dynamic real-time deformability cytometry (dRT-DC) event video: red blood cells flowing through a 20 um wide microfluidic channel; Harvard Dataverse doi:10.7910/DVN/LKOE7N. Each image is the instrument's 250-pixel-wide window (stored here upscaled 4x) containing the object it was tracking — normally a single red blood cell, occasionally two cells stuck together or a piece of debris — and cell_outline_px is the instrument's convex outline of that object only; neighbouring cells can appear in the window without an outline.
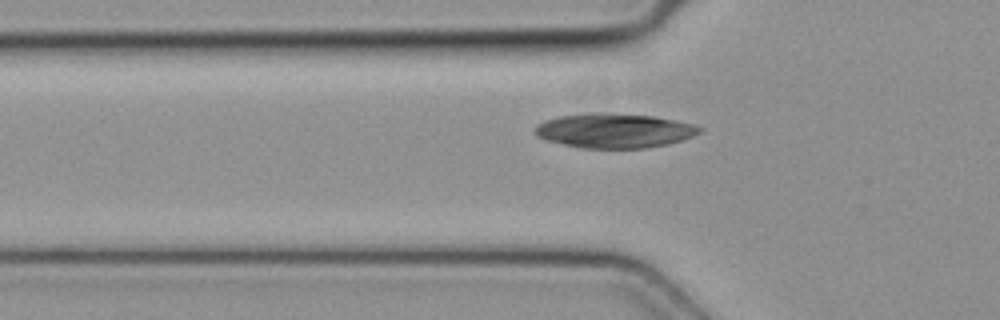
{"species": "common noctule bat (a hibernating species)", "species_latin": "Nyctalus noctula", "temperature_condition": "cold", "stored_images_in_passage": 4, "camera_frame_rate_fps": 3000, "um_per_image_px": 0.085, "animal": {"sex": "female", "body_mass_g": 19.3, "forearm_length_mm": 54.1}, "frame": {"image": 1, "passage_image": 4, "time_ms": 1.0, "image_size_px": [1000, 320], "cell_outline_px": [[704, 128], [700, 132], [692, 136], [668, 144], [648, 148], [580, 148], [544, 140], [536, 136], [536, 128], [544, 120], [560, 116], [592, 112], [600, 112], [652, 116], [692, 124]], "centroid_in_image_um": [52.19, 11.11], "position_along_channel_um": 73.6, "area_um2": 32.95}}